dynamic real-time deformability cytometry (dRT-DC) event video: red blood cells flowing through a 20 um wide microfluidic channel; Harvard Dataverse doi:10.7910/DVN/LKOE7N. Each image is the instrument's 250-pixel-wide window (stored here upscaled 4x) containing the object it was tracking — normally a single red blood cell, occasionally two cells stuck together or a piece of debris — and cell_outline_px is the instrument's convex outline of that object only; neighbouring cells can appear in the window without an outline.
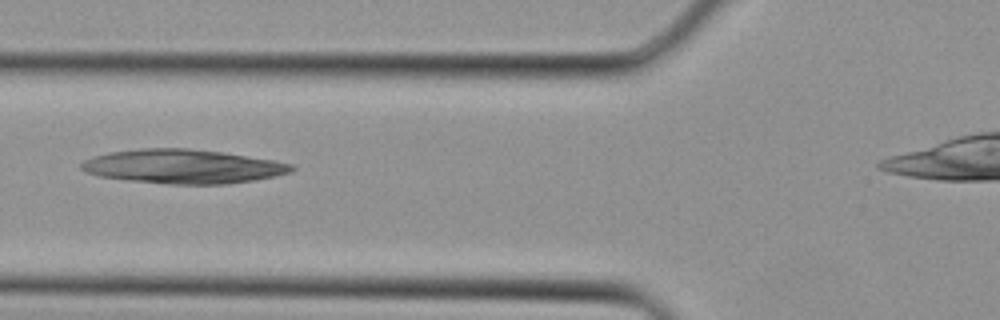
{"species": "Egyptian fruit bat (a non-hibernating species)", "species_latin": "Rousettus aegyptiacus", "temperature_condition": "cold", "stored_images_in_passage": 2, "camera_frame_rate_fps": 3000, "um_per_image_px": 0.085, "animal": {"sex": "female"}, "frame": {"image": 1, "passage_image": 2, "time_ms": 0.333, "image_size_px": [1000, 320], "cell_outline_px": [[296, 168], [292, 172], [276, 176], [252, 180], [224, 184], [168, 184], [128, 180], [100, 176], [84, 172], [80, 168], [80, 164], [84, 160], [108, 152], [140, 148], [188, 148], [220, 152], [272, 160], [292, 164]], "centroid_in_image_um": [15.53, 14.15], "position_along_channel_um": 110.3, "area_um2": 41.56}}